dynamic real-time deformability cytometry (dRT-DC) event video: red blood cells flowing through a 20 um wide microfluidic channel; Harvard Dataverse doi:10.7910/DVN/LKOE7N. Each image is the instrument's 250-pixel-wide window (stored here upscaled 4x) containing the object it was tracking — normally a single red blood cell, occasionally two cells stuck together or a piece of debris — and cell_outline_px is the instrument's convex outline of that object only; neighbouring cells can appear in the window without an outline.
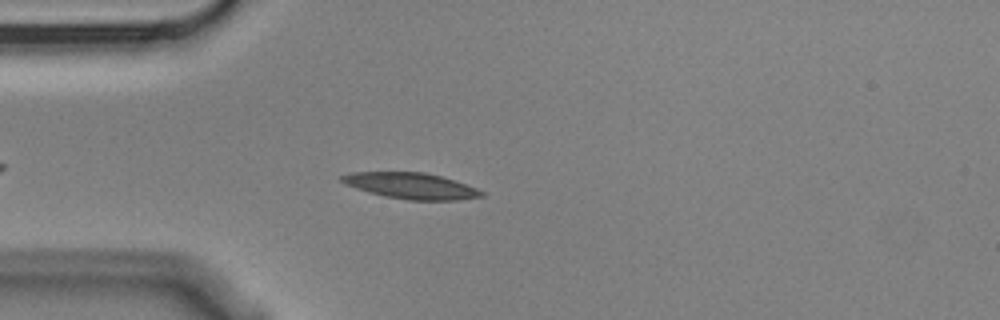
{"species": "Egyptian fruit bat (a non-hibernating species)", "species_latin": "Rousettus aegyptiacus", "temperature_condition": "cold", "stored_images_in_passage": 6, "camera_frame_rate_fps": 3000, "um_per_image_px": 0.085, "animal": {"sex": "male"}, "frame": {"image": 1, "passage_image": 5, "time_ms": 1.333, "image_size_px": [1000, 320], "cell_outline_px": [[484, 196], [460, 200], [408, 200], [384, 196], [368, 192], [344, 184], [340, 180], [340, 176], [352, 172], [424, 172], [440, 176], [476, 188], [484, 192]], "centroid_in_image_um": [34.91, 15.8], "position_along_channel_um": 50.1, "area_um2": 21.1}}